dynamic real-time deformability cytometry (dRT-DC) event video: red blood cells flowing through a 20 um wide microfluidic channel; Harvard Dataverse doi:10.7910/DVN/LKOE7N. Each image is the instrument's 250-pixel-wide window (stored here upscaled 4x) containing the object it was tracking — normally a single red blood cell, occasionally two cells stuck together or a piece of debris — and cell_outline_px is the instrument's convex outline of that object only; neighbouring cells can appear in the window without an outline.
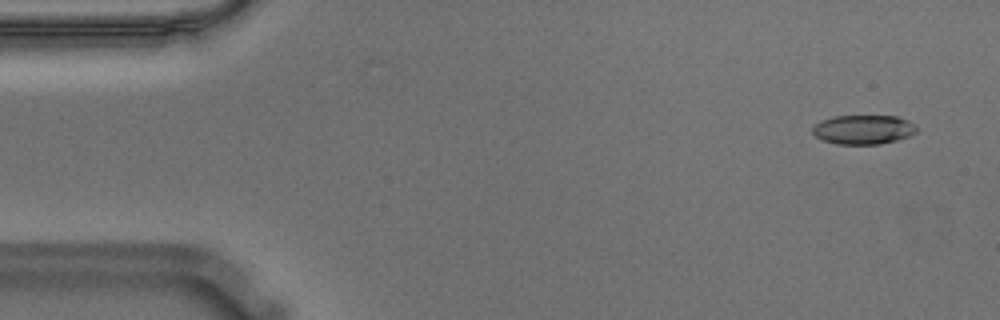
{"species": "Egyptian fruit bat (a non-hibernating species)", "species_latin": "Rousettus aegyptiacus", "temperature_condition": "warm", "stored_images_in_passage": 56, "camera_frame_rate_fps": 3000, "um_per_image_px": 0.085, "animal": {"sex": "male"}, "frame": {"image": 1, "passage_image": 3, "time_ms": 0.667, "image_size_px": [1000, 320], "cell_outline_px": [[916, 132], [908, 136], [896, 140], [880, 144], [836, 144], [824, 140], [816, 136], [812, 132], [812, 128], [820, 120], [832, 116], [896, 116], [908, 120], [916, 124]], "centroid_in_image_um": [73.38, 11.0], "position_along_channel_um": 11.6, "area_um2": 17.74}}
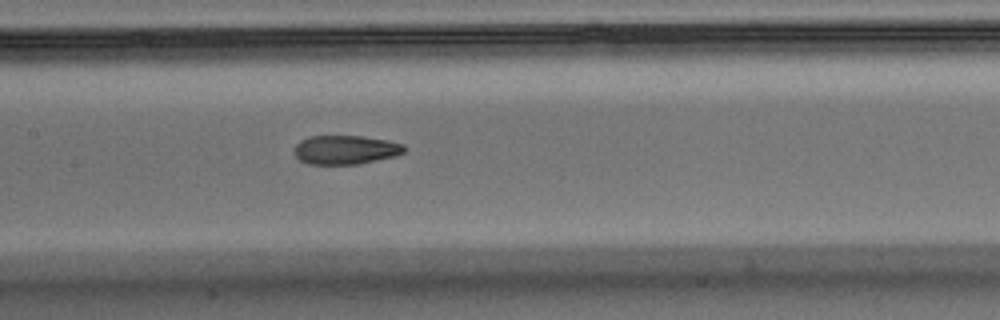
{"frame": {"image": 2, "passage_image": 26, "time_ms": 8.333, "image_size_px": [1000, 320], "cell_outline_px": [[404, 152], [396, 156], [356, 164], [308, 164], [300, 160], [292, 152], [296, 144], [300, 140], [308, 136], [360, 136], [388, 140], [404, 144]], "centroid_in_image_um": [29.33, 12.73], "position_along_channel_um": 178.1, "area_um2": 18.61}}
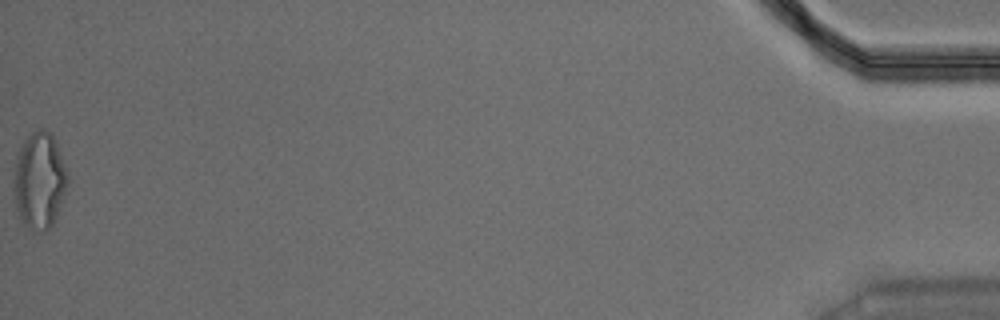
{"frame": {"image": 3, "passage_image": 56, "time_ms": 18.333, "image_size_px": [1000, 320], "cell_outline_px": [[68, 192], [52, 224], [44, 232], [32, 232], [20, 220], [16, 208], [16, 152], [24, 140], [36, 128], [44, 128], [56, 140], [68, 172]], "centroid_in_image_um": [3.4, 15.35], "position_along_channel_um": 431.8, "area_um2": 30.52}, "authors_computed_cell_mechanics": {"area_um2": 19.3052, "velocity_mm_per_s": 3.5797, "shape_relaxation_time_tau1_ms": null, "shape_relaxation_time_tau2_ms": 2.4061, "deformation_change_tau1": null, "deformation_change_tau2": 0.0909}}